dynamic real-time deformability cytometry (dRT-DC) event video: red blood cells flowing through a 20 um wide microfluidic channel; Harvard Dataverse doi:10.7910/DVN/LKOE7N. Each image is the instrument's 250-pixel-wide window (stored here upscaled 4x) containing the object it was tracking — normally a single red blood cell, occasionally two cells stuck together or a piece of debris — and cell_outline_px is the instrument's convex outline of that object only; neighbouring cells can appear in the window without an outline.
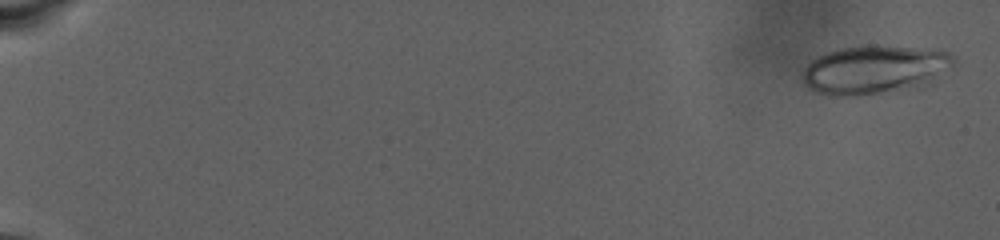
{"species": "human", "species_latin": "Homo sapiens", "temperature_condition": "warm", "stored_images_in_passage": 85, "camera_frame_rate_fps": 3000, "um_per_image_px": 0.085, "donor": {"sex": "male"}, "frame": {"image": 1, "passage_image": 3, "time_ms": 0.667, "image_size_px": [1000, 240], "cell_outline_px": [[956, 60], [952, 68], [932, 84], [924, 88], [900, 92], [856, 96], [828, 96], [816, 92], [808, 88], [804, 84], [804, 68], [812, 60], [828, 52], [840, 48], [872, 44], [876, 44], [916, 48], [948, 52], [956, 56]], "centroid_in_image_um": [74.44, 5.96], "position_along_channel_um": 10.6, "area_um2": 44.16}}
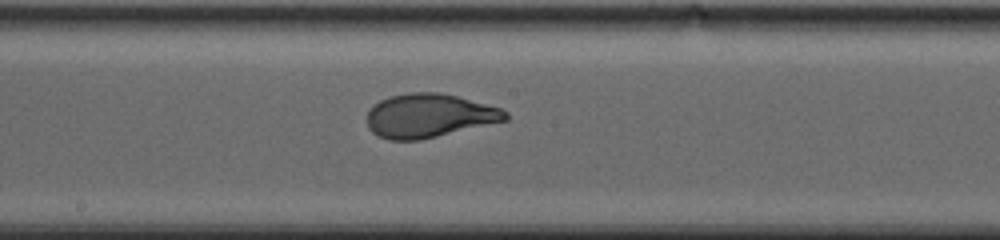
{"frame": {"image": 2, "passage_image": 51, "time_ms": 16.667, "image_size_px": [1000, 240], "cell_outline_px": [[508, 120], [420, 140], [388, 140], [372, 132], [368, 128], [368, 108], [380, 100], [388, 96], [408, 92], [440, 92], [456, 96], [500, 108], [508, 112]], "centroid_in_image_um": [36.45, 9.83], "position_along_channel_um": 211.8, "area_um2": 35.32}}
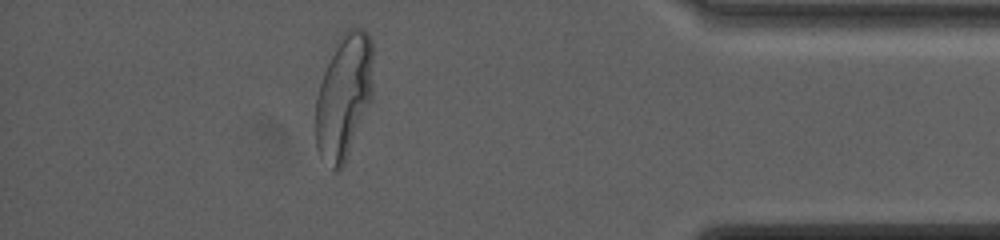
{"frame": {"image": 3, "passage_image": 77, "time_ms": 25.333, "image_size_px": [1000, 240], "cell_outline_px": [[372, 100], [344, 164], [336, 172], [320, 156], [316, 148], [316, 96], [324, 72], [336, 40], [348, 28], [364, 28], [368, 32], [372, 40]], "centroid_in_image_um": [29.24, 8.16], "position_along_channel_um": 406.0, "area_um2": 41.96}, "authors_computed_cell_mechanics": {"area_um2": 37.57, "velocity_mm_per_s": 2.5782, "shape_relaxation_time_tau1_ms": 6.5765, "shape_relaxation_time_tau2_ms": null, "deformation_change_tau1": 0.2313, "deformation_change_tau2": null}}